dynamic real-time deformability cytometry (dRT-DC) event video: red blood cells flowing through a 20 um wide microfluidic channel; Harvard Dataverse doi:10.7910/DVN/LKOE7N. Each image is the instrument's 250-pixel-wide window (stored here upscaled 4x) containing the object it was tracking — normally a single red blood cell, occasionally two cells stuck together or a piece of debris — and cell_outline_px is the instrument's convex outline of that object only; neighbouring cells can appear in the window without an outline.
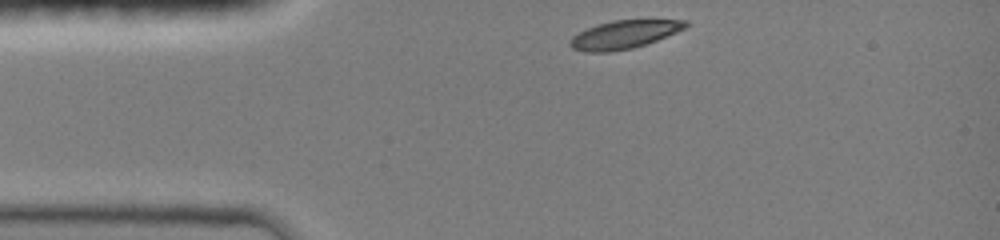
{"species": "common noctule bat (a hibernating species)", "species_latin": "Nyctalus noctula", "temperature_condition": "room temperature", "stored_images_in_passage": 20, "camera_frame_rate_fps": 3000, "um_per_image_px": 0.085, "animal": {"sex": "female", "body_mass_g": 19.0, "forearm_length_mm": 51.5}, "frame": {"image": 1, "passage_image": 1, "time_ms": 0.0, "image_size_px": [1000, 240], "cell_outline_px": [[688, 24], [684, 28], [676, 32], [656, 40], [632, 48], [608, 52], [584, 52], [572, 48], [568, 44], [568, 40], [572, 36], [596, 24], [612, 20], [688, 20]], "centroid_in_image_um": [52.99, 2.94], "position_along_channel_um": 32.0, "area_um2": 18.84}}
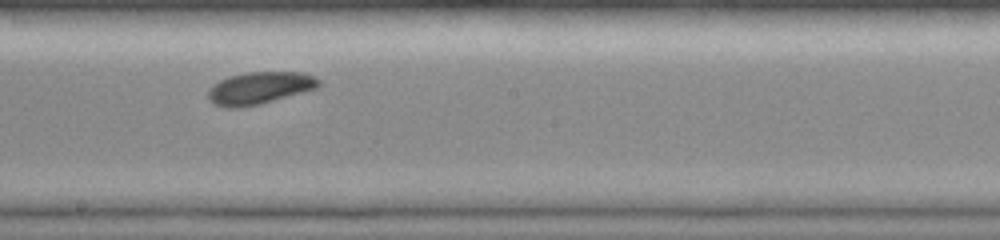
{"frame": {"image": 2, "passage_image": 12, "time_ms": 5.667, "image_size_px": [1000, 240], "cell_outline_px": [[320, 84], [316, 88], [260, 104], [236, 108], [224, 108], [208, 100], [208, 88], [212, 84], [228, 76], [244, 72], [304, 72], [316, 76], [320, 80]], "centroid_in_image_um": [22.03, 7.47], "position_along_channel_um": 226.2, "area_um2": 20.92}}
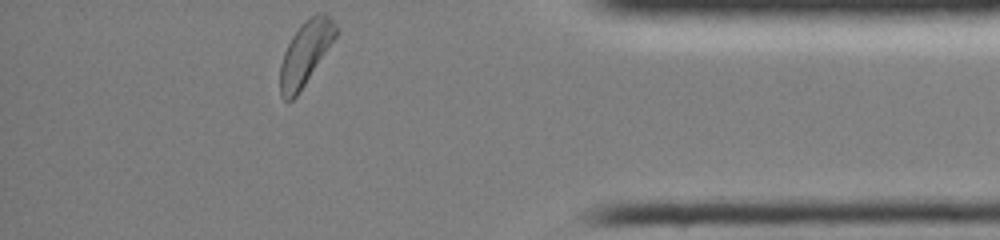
{"frame": {"image": 3, "passage_image": 20, "time_ms": 10.667, "image_size_px": [1000, 240], "cell_outline_px": [[340, 32], [300, 92], [292, 100], [284, 100], [280, 96], [280, 64], [284, 52], [292, 36], [300, 24], [304, 20], [316, 12], [324, 12], [332, 20]], "centroid_in_image_um": [25.98, 4.5], "position_along_channel_um": 409.2, "area_um2": 20.98}, "authors_computed_cell_mechanics": {"area_um2": 20.4612, "velocity_mm_per_s": 4.0462, "shape_relaxation_time_tau1_ms": 1.9968, "shape_relaxation_time_tau2_ms": 3.3254, "deformation_change_tau1": 0.0798, "deformation_change_tau2": 0.0972}}